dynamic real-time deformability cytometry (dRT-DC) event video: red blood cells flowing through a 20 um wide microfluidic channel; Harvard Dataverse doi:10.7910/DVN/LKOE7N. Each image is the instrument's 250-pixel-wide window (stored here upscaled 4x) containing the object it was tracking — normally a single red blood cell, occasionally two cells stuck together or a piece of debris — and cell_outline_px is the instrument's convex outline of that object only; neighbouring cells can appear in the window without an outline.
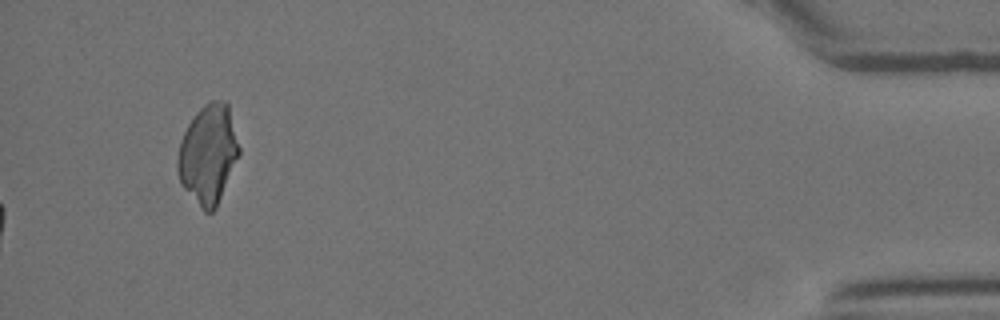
{"species": "Egyptian fruit bat (a non-hibernating species)", "species_latin": "Rousettus aegyptiacus", "temperature_condition": "room temperature", "stored_images_in_passage": 54, "segment_of_instrument_passage": [2, 2], "camera_frame_rate_fps": 3000, "um_per_image_px": 0.085, "animal": {"sex": "female"}, "frame": {"image": 1, "passage_image": 54, "time_ms": 17.667, "image_size_px": [1000, 320], "cell_outline_px": [[240, 152], [216, 208], [212, 212], [204, 212], [200, 208], [180, 184], [176, 168], [176, 160], [180, 140], [188, 124], [196, 112], [208, 100], [224, 100], [228, 104], [240, 148]], "centroid_in_image_um": [17.67, 13.1], "position_along_channel_um": 417.5, "area_um2": 35.6}}